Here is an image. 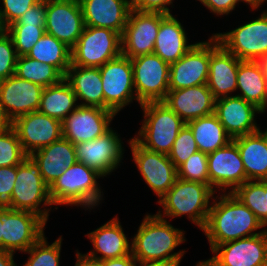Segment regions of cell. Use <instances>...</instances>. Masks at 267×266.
I'll return each instance as SVG.
<instances>
[{
  "label": "cell",
  "mask_w": 267,
  "mask_h": 266,
  "mask_svg": "<svg viewBox=\"0 0 267 266\" xmlns=\"http://www.w3.org/2000/svg\"><path fill=\"white\" fill-rule=\"evenodd\" d=\"M215 196L202 229L211 251L217 245L261 234L266 230L262 229L264 226L255 214L233 193L221 192Z\"/></svg>",
  "instance_id": "cell-1"
},
{
  "label": "cell",
  "mask_w": 267,
  "mask_h": 266,
  "mask_svg": "<svg viewBox=\"0 0 267 266\" xmlns=\"http://www.w3.org/2000/svg\"><path fill=\"white\" fill-rule=\"evenodd\" d=\"M185 231L167 219L147 213L131 240V253L137 261L181 263L185 249L174 250L186 241Z\"/></svg>",
  "instance_id": "cell-2"
},
{
  "label": "cell",
  "mask_w": 267,
  "mask_h": 266,
  "mask_svg": "<svg viewBox=\"0 0 267 266\" xmlns=\"http://www.w3.org/2000/svg\"><path fill=\"white\" fill-rule=\"evenodd\" d=\"M214 196L215 191L210 185L177 178L173 187L157 201L162 209L159 208L156 214L164 219L185 215L202 231Z\"/></svg>",
  "instance_id": "cell-3"
},
{
  "label": "cell",
  "mask_w": 267,
  "mask_h": 266,
  "mask_svg": "<svg viewBox=\"0 0 267 266\" xmlns=\"http://www.w3.org/2000/svg\"><path fill=\"white\" fill-rule=\"evenodd\" d=\"M99 173L81 162H76L49 186V197L54 209L57 206H77L88 211L102 203L103 189L98 179ZM56 205V207H55Z\"/></svg>",
  "instance_id": "cell-4"
},
{
  "label": "cell",
  "mask_w": 267,
  "mask_h": 266,
  "mask_svg": "<svg viewBox=\"0 0 267 266\" xmlns=\"http://www.w3.org/2000/svg\"><path fill=\"white\" fill-rule=\"evenodd\" d=\"M143 120L137 135L132 137L140 146L168 155L185 122L164 102L141 104Z\"/></svg>",
  "instance_id": "cell-5"
},
{
  "label": "cell",
  "mask_w": 267,
  "mask_h": 266,
  "mask_svg": "<svg viewBox=\"0 0 267 266\" xmlns=\"http://www.w3.org/2000/svg\"><path fill=\"white\" fill-rule=\"evenodd\" d=\"M5 206L9 209L37 214L46 223L50 216L49 213L53 211L51 208L53 203L49 197V186L42 178L39 165L30 155L17 165L14 189Z\"/></svg>",
  "instance_id": "cell-6"
},
{
  "label": "cell",
  "mask_w": 267,
  "mask_h": 266,
  "mask_svg": "<svg viewBox=\"0 0 267 266\" xmlns=\"http://www.w3.org/2000/svg\"><path fill=\"white\" fill-rule=\"evenodd\" d=\"M122 54L121 35L108 28L85 26L71 48V64L100 67Z\"/></svg>",
  "instance_id": "cell-7"
},
{
  "label": "cell",
  "mask_w": 267,
  "mask_h": 266,
  "mask_svg": "<svg viewBox=\"0 0 267 266\" xmlns=\"http://www.w3.org/2000/svg\"><path fill=\"white\" fill-rule=\"evenodd\" d=\"M131 64L138 105L163 102L169 91L170 64L154 53L131 58Z\"/></svg>",
  "instance_id": "cell-8"
},
{
  "label": "cell",
  "mask_w": 267,
  "mask_h": 266,
  "mask_svg": "<svg viewBox=\"0 0 267 266\" xmlns=\"http://www.w3.org/2000/svg\"><path fill=\"white\" fill-rule=\"evenodd\" d=\"M213 35L239 60L259 61L267 56V9L259 17L229 32Z\"/></svg>",
  "instance_id": "cell-9"
},
{
  "label": "cell",
  "mask_w": 267,
  "mask_h": 266,
  "mask_svg": "<svg viewBox=\"0 0 267 266\" xmlns=\"http://www.w3.org/2000/svg\"><path fill=\"white\" fill-rule=\"evenodd\" d=\"M104 94V109L116 115L125 106L138 102L133 83L131 59L124 55L106 62L99 67Z\"/></svg>",
  "instance_id": "cell-10"
},
{
  "label": "cell",
  "mask_w": 267,
  "mask_h": 266,
  "mask_svg": "<svg viewBox=\"0 0 267 266\" xmlns=\"http://www.w3.org/2000/svg\"><path fill=\"white\" fill-rule=\"evenodd\" d=\"M123 144L120 134L111 127L96 139L76 143V159L104 178L121 165L125 153Z\"/></svg>",
  "instance_id": "cell-11"
},
{
  "label": "cell",
  "mask_w": 267,
  "mask_h": 266,
  "mask_svg": "<svg viewBox=\"0 0 267 266\" xmlns=\"http://www.w3.org/2000/svg\"><path fill=\"white\" fill-rule=\"evenodd\" d=\"M46 224L37 214L3 205L2 250L24 253L45 234Z\"/></svg>",
  "instance_id": "cell-12"
},
{
  "label": "cell",
  "mask_w": 267,
  "mask_h": 266,
  "mask_svg": "<svg viewBox=\"0 0 267 266\" xmlns=\"http://www.w3.org/2000/svg\"><path fill=\"white\" fill-rule=\"evenodd\" d=\"M132 159L145 184L160 200L170 190L177 177V168L163 153L149 151L140 146L133 138L128 140Z\"/></svg>",
  "instance_id": "cell-13"
},
{
  "label": "cell",
  "mask_w": 267,
  "mask_h": 266,
  "mask_svg": "<svg viewBox=\"0 0 267 266\" xmlns=\"http://www.w3.org/2000/svg\"><path fill=\"white\" fill-rule=\"evenodd\" d=\"M209 185L217 192L233 193L246 182L245 168L234 140L207 154Z\"/></svg>",
  "instance_id": "cell-14"
},
{
  "label": "cell",
  "mask_w": 267,
  "mask_h": 266,
  "mask_svg": "<svg viewBox=\"0 0 267 266\" xmlns=\"http://www.w3.org/2000/svg\"><path fill=\"white\" fill-rule=\"evenodd\" d=\"M166 15L132 9L121 36L122 55L131 59L153 53L160 21Z\"/></svg>",
  "instance_id": "cell-15"
},
{
  "label": "cell",
  "mask_w": 267,
  "mask_h": 266,
  "mask_svg": "<svg viewBox=\"0 0 267 266\" xmlns=\"http://www.w3.org/2000/svg\"><path fill=\"white\" fill-rule=\"evenodd\" d=\"M207 261L212 266H267V229L251 237L217 245Z\"/></svg>",
  "instance_id": "cell-16"
},
{
  "label": "cell",
  "mask_w": 267,
  "mask_h": 266,
  "mask_svg": "<svg viewBox=\"0 0 267 266\" xmlns=\"http://www.w3.org/2000/svg\"><path fill=\"white\" fill-rule=\"evenodd\" d=\"M12 128L27 155L63 137L62 121L39 111L15 118Z\"/></svg>",
  "instance_id": "cell-17"
},
{
  "label": "cell",
  "mask_w": 267,
  "mask_h": 266,
  "mask_svg": "<svg viewBox=\"0 0 267 266\" xmlns=\"http://www.w3.org/2000/svg\"><path fill=\"white\" fill-rule=\"evenodd\" d=\"M116 114L96 106L79 105L63 121V137L72 144L96 139L107 132Z\"/></svg>",
  "instance_id": "cell-18"
},
{
  "label": "cell",
  "mask_w": 267,
  "mask_h": 266,
  "mask_svg": "<svg viewBox=\"0 0 267 266\" xmlns=\"http://www.w3.org/2000/svg\"><path fill=\"white\" fill-rule=\"evenodd\" d=\"M84 27L79 0H46V33L72 48Z\"/></svg>",
  "instance_id": "cell-19"
},
{
  "label": "cell",
  "mask_w": 267,
  "mask_h": 266,
  "mask_svg": "<svg viewBox=\"0 0 267 266\" xmlns=\"http://www.w3.org/2000/svg\"><path fill=\"white\" fill-rule=\"evenodd\" d=\"M210 63V37L197 42L183 57L170 64L169 90L207 84Z\"/></svg>",
  "instance_id": "cell-20"
},
{
  "label": "cell",
  "mask_w": 267,
  "mask_h": 266,
  "mask_svg": "<svg viewBox=\"0 0 267 266\" xmlns=\"http://www.w3.org/2000/svg\"><path fill=\"white\" fill-rule=\"evenodd\" d=\"M241 60L228 52L212 34L207 87L215 99L234 96L237 92V73Z\"/></svg>",
  "instance_id": "cell-21"
},
{
  "label": "cell",
  "mask_w": 267,
  "mask_h": 266,
  "mask_svg": "<svg viewBox=\"0 0 267 266\" xmlns=\"http://www.w3.org/2000/svg\"><path fill=\"white\" fill-rule=\"evenodd\" d=\"M214 113L232 139L261 129L256 116L264 114L254 104L236 95L216 99Z\"/></svg>",
  "instance_id": "cell-22"
},
{
  "label": "cell",
  "mask_w": 267,
  "mask_h": 266,
  "mask_svg": "<svg viewBox=\"0 0 267 266\" xmlns=\"http://www.w3.org/2000/svg\"><path fill=\"white\" fill-rule=\"evenodd\" d=\"M43 87L15 74L0 80V104L13 121L15 118L38 111Z\"/></svg>",
  "instance_id": "cell-23"
},
{
  "label": "cell",
  "mask_w": 267,
  "mask_h": 266,
  "mask_svg": "<svg viewBox=\"0 0 267 266\" xmlns=\"http://www.w3.org/2000/svg\"><path fill=\"white\" fill-rule=\"evenodd\" d=\"M215 98L207 84L169 90L163 101L185 123L215 112Z\"/></svg>",
  "instance_id": "cell-24"
},
{
  "label": "cell",
  "mask_w": 267,
  "mask_h": 266,
  "mask_svg": "<svg viewBox=\"0 0 267 266\" xmlns=\"http://www.w3.org/2000/svg\"><path fill=\"white\" fill-rule=\"evenodd\" d=\"M85 26L108 28L121 36L132 10L130 0H79Z\"/></svg>",
  "instance_id": "cell-25"
},
{
  "label": "cell",
  "mask_w": 267,
  "mask_h": 266,
  "mask_svg": "<svg viewBox=\"0 0 267 266\" xmlns=\"http://www.w3.org/2000/svg\"><path fill=\"white\" fill-rule=\"evenodd\" d=\"M85 236L93 245V250L85 255L92 259L103 261L131 254L130 238L125 234L118 216Z\"/></svg>",
  "instance_id": "cell-26"
},
{
  "label": "cell",
  "mask_w": 267,
  "mask_h": 266,
  "mask_svg": "<svg viewBox=\"0 0 267 266\" xmlns=\"http://www.w3.org/2000/svg\"><path fill=\"white\" fill-rule=\"evenodd\" d=\"M30 156L39 165L42 178L48 186L77 162L75 145L64 137L34 151Z\"/></svg>",
  "instance_id": "cell-27"
},
{
  "label": "cell",
  "mask_w": 267,
  "mask_h": 266,
  "mask_svg": "<svg viewBox=\"0 0 267 266\" xmlns=\"http://www.w3.org/2000/svg\"><path fill=\"white\" fill-rule=\"evenodd\" d=\"M185 29L175 15L167 14L160 21L153 53L168 64L183 57L197 43L189 44Z\"/></svg>",
  "instance_id": "cell-28"
},
{
  "label": "cell",
  "mask_w": 267,
  "mask_h": 266,
  "mask_svg": "<svg viewBox=\"0 0 267 266\" xmlns=\"http://www.w3.org/2000/svg\"><path fill=\"white\" fill-rule=\"evenodd\" d=\"M243 161L246 181L267 180V133L265 130L233 138Z\"/></svg>",
  "instance_id": "cell-29"
},
{
  "label": "cell",
  "mask_w": 267,
  "mask_h": 266,
  "mask_svg": "<svg viewBox=\"0 0 267 266\" xmlns=\"http://www.w3.org/2000/svg\"><path fill=\"white\" fill-rule=\"evenodd\" d=\"M64 79L74 91L79 105L104 109V94L99 67H82L71 64Z\"/></svg>",
  "instance_id": "cell-30"
},
{
  "label": "cell",
  "mask_w": 267,
  "mask_h": 266,
  "mask_svg": "<svg viewBox=\"0 0 267 266\" xmlns=\"http://www.w3.org/2000/svg\"><path fill=\"white\" fill-rule=\"evenodd\" d=\"M235 95L254 104L263 113L266 112L267 80L259 61H240L237 73V93Z\"/></svg>",
  "instance_id": "cell-31"
},
{
  "label": "cell",
  "mask_w": 267,
  "mask_h": 266,
  "mask_svg": "<svg viewBox=\"0 0 267 266\" xmlns=\"http://www.w3.org/2000/svg\"><path fill=\"white\" fill-rule=\"evenodd\" d=\"M69 83L63 78L59 83L43 88L38 111L63 121L79 104Z\"/></svg>",
  "instance_id": "cell-32"
},
{
  "label": "cell",
  "mask_w": 267,
  "mask_h": 266,
  "mask_svg": "<svg viewBox=\"0 0 267 266\" xmlns=\"http://www.w3.org/2000/svg\"><path fill=\"white\" fill-rule=\"evenodd\" d=\"M186 124L193 132L198 150L203 153H212L233 140L215 113L191 120Z\"/></svg>",
  "instance_id": "cell-33"
},
{
  "label": "cell",
  "mask_w": 267,
  "mask_h": 266,
  "mask_svg": "<svg viewBox=\"0 0 267 266\" xmlns=\"http://www.w3.org/2000/svg\"><path fill=\"white\" fill-rule=\"evenodd\" d=\"M26 56L54 66L63 76L71 65V48L46 32Z\"/></svg>",
  "instance_id": "cell-34"
},
{
  "label": "cell",
  "mask_w": 267,
  "mask_h": 266,
  "mask_svg": "<svg viewBox=\"0 0 267 266\" xmlns=\"http://www.w3.org/2000/svg\"><path fill=\"white\" fill-rule=\"evenodd\" d=\"M15 75L39 84L43 88L55 85L64 78L54 66L31 59L26 55L17 57Z\"/></svg>",
  "instance_id": "cell-35"
},
{
  "label": "cell",
  "mask_w": 267,
  "mask_h": 266,
  "mask_svg": "<svg viewBox=\"0 0 267 266\" xmlns=\"http://www.w3.org/2000/svg\"><path fill=\"white\" fill-rule=\"evenodd\" d=\"M233 194L250 210L267 229V180L246 181Z\"/></svg>",
  "instance_id": "cell-36"
},
{
  "label": "cell",
  "mask_w": 267,
  "mask_h": 266,
  "mask_svg": "<svg viewBox=\"0 0 267 266\" xmlns=\"http://www.w3.org/2000/svg\"><path fill=\"white\" fill-rule=\"evenodd\" d=\"M63 238L60 235L49 244L45 234L32 245L24 254L30 256L21 266H60L61 247Z\"/></svg>",
  "instance_id": "cell-37"
},
{
  "label": "cell",
  "mask_w": 267,
  "mask_h": 266,
  "mask_svg": "<svg viewBox=\"0 0 267 266\" xmlns=\"http://www.w3.org/2000/svg\"><path fill=\"white\" fill-rule=\"evenodd\" d=\"M7 34L12 38L17 56L27 55L45 34V26L9 25Z\"/></svg>",
  "instance_id": "cell-38"
},
{
  "label": "cell",
  "mask_w": 267,
  "mask_h": 266,
  "mask_svg": "<svg viewBox=\"0 0 267 266\" xmlns=\"http://www.w3.org/2000/svg\"><path fill=\"white\" fill-rule=\"evenodd\" d=\"M27 156L12 127L0 134V168L17 166L21 164Z\"/></svg>",
  "instance_id": "cell-39"
},
{
  "label": "cell",
  "mask_w": 267,
  "mask_h": 266,
  "mask_svg": "<svg viewBox=\"0 0 267 266\" xmlns=\"http://www.w3.org/2000/svg\"><path fill=\"white\" fill-rule=\"evenodd\" d=\"M177 177L209 185L207 154L195 152L177 168Z\"/></svg>",
  "instance_id": "cell-40"
},
{
  "label": "cell",
  "mask_w": 267,
  "mask_h": 266,
  "mask_svg": "<svg viewBox=\"0 0 267 266\" xmlns=\"http://www.w3.org/2000/svg\"><path fill=\"white\" fill-rule=\"evenodd\" d=\"M197 151L198 147L194 139L193 132L190 127L185 124V126L179 131L172 150L168 154L169 159L173 162L174 166L178 168Z\"/></svg>",
  "instance_id": "cell-41"
},
{
  "label": "cell",
  "mask_w": 267,
  "mask_h": 266,
  "mask_svg": "<svg viewBox=\"0 0 267 266\" xmlns=\"http://www.w3.org/2000/svg\"><path fill=\"white\" fill-rule=\"evenodd\" d=\"M17 57L12 38L7 32L3 33L0 36V80L15 74Z\"/></svg>",
  "instance_id": "cell-42"
},
{
  "label": "cell",
  "mask_w": 267,
  "mask_h": 266,
  "mask_svg": "<svg viewBox=\"0 0 267 266\" xmlns=\"http://www.w3.org/2000/svg\"><path fill=\"white\" fill-rule=\"evenodd\" d=\"M41 0H1L0 18L6 28L16 22L30 7Z\"/></svg>",
  "instance_id": "cell-43"
},
{
  "label": "cell",
  "mask_w": 267,
  "mask_h": 266,
  "mask_svg": "<svg viewBox=\"0 0 267 266\" xmlns=\"http://www.w3.org/2000/svg\"><path fill=\"white\" fill-rule=\"evenodd\" d=\"M11 25L45 26L46 0H41L39 3L30 7L16 22Z\"/></svg>",
  "instance_id": "cell-44"
},
{
  "label": "cell",
  "mask_w": 267,
  "mask_h": 266,
  "mask_svg": "<svg viewBox=\"0 0 267 266\" xmlns=\"http://www.w3.org/2000/svg\"><path fill=\"white\" fill-rule=\"evenodd\" d=\"M17 176V166L0 168V205H5L11 198Z\"/></svg>",
  "instance_id": "cell-45"
},
{
  "label": "cell",
  "mask_w": 267,
  "mask_h": 266,
  "mask_svg": "<svg viewBox=\"0 0 267 266\" xmlns=\"http://www.w3.org/2000/svg\"><path fill=\"white\" fill-rule=\"evenodd\" d=\"M131 8L138 11L161 12L172 14L170 6L174 8V0H130Z\"/></svg>",
  "instance_id": "cell-46"
},
{
  "label": "cell",
  "mask_w": 267,
  "mask_h": 266,
  "mask_svg": "<svg viewBox=\"0 0 267 266\" xmlns=\"http://www.w3.org/2000/svg\"><path fill=\"white\" fill-rule=\"evenodd\" d=\"M200 3L216 16L229 15L239 6V0H201Z\"/></svg>",
  "instance_id": "cell-47"
},
{
  "label": "cell",
  "mask_w": 267,
  "mask_h": 266,
  "mask_svg": "<svg viewBox=\"0 0 267 266\" xmlns=\"http://www.w3.org/2000/svg\"><path fill=\"white\" fill-rule=\"evenodd\" d=\"M136 259L132 253L120 258L106 259L101 261V266H134Z\"/></svg>",
  "instance_id": "cell-48"
},
{
  "label": "cell",
  "mask_w": 267,
  "mask_h": 266,
  "mask_svg": "<svg viewBox=\"0 0 267 266\" xmlns=\"http://www.w3.org/2000/svg\"><path fill=\"white\" fill-rule=\"evenodd\" d=\"M76 263L74 266H101V261L92 259L76 250Z\"/></svg>",
  "instance_id": "cell-49"
},
{
  "label": "cell",
  "mask_w": 267,
  "mask_h": 266,
  "mask_svg": "<svg viewBox=\"0 0 267 266\" xmlns=\"http://www.w3.org/2000/svg\"><path fill=\"white\" fill-rule=\"evenodd\" d=\"M0 266H18L14 260V253L0 249Z\"/></svg>",
  "instance_id": "cell-50"
},
{
  "label": "cell",
  "mask_w": 267,
  "mask_h": 266,
  "mask_svg": "<svg viewBox=\"0 0 267 266\" xmlns=\"http://www.w3.org/2000/svg\"><path fill=\"white\" fill-rule=\"evenodd\" d=\"M12 127V120L4 112L0 104V134L6 132Z\"/></svg>",
  "instance_id": "cell-51"
},
{
  "label": "cell",
  "mask_w": 267,
  "mask_h": 266,
  "mask_svg": "<svg viewBox=\"0 0 267 266\" xmlns=\"http://www.w3.org/2000/svg\"><path fill=\"white\" fill-rule=\"evenodd\" d=\"M134 266H180V263L166 261H137Z\"/></svg>",
  "instance_id": "cell-52"
},
{
  "label": "cell",
  "mask_w": 267,
  "mask_h": 266,
  "mask_svg": "<svg viewBox=\"0 0 267 266\" xmlns=\"http://www.w3.org/2000/svg\"><path fill=\"white\" fill-rule=\"evenodd\" d=\"M266 1L267 0H239V2L245 3L248 7L250 6L251 11H257Z\"/></svg>",
  "instance_id": "cell-53"
},
{
  "label": "cell",
  "mask_w": 267,
  "mask_h": 266,
  "mask_svg": "<svg viewBox=\"0 0 267 266\" xmlns=\"http://www.w3.org/2000/svg\"><path fill=\"white\" fill-rule=\"evenodd\" d=\"M3 205H0V249L2 250Z\"/></svg>",
  "instance_id": "cell-54"
},
{
  "label": "cell",
  "mask_w": 267,
  "mask_h": 266,
  "mask_svg": "<svg viewBox=\"0 0 267 266\" xmlns=\"http://www.w3.org/2000/svg\"><path fill=\"white\" fill-rule=\"evenodd\" d=\"M259 62L263 68L265 79L267 80V56L260 59Z\"/></svg>",
  "instance_id": "cell-55"
},
{
  "label": "cell",
  "mask_w": 267,
  "mask_h": 266,
  "mask_svg": "<svg viewBox=\"0 0 267 266\" xmlns=\"http://www.w3.org/2000/svg\"><path fill=\"white\" fill-rule=\"evenodd\" d=\"M195 266H212L207 260L197 262Z\"/></svg>",
  "instance_id": "cell-56"
},
{
  "label": "cell",
  "mask_w": 267,
  "mask_h": 266,
  "mask_svg": "<svg viewBox=\"0 0 267 266\" xmlns=\"http://www.w3.org/2000/svg\"><path fill=\"white\" fill-rule=\"evenodd\" d=\"M6 32V28L3 26L1 18H0V36Z\"/></svg>",
  "instance_id": "cell-57"
}]
</instances>
